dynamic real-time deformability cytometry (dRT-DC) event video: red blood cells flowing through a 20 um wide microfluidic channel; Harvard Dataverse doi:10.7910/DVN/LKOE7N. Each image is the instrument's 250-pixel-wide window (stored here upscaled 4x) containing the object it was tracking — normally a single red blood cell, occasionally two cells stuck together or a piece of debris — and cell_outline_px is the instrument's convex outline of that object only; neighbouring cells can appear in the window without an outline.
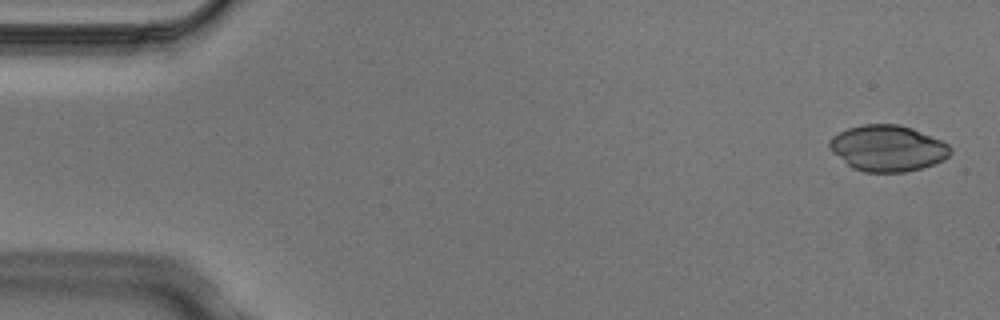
{"species": "Egyptian fruit bat (a non-hibernating species)", "species_latin": "Rousettus aegyptiacus", "temperature_condition": "cold", "stored_images_in_passage": 6, "camera_frame_rate_fps": 3000, "um_per_image_px": 0.085, "animal": {"sex": "male"}, "frame": {"image": 1, "passage_image": 1, "time_ms": 0.0, "image_size_px": [1000, 320], "cell_outline_px": [[952, 152], [944, 160], [920, 168], [904, 172], [864, 172], [852, 168], [832, 152], [828, 148], [828, 144], [832, 136], [848, 128], [864, 124], [900, 124], [912, 128], [940, 140], [948, 144], [952, 148]], "centroid_in_image_um": [75.44, 12.6], "position_along_channel_um": 9.6, "area_um2": 32.43}}